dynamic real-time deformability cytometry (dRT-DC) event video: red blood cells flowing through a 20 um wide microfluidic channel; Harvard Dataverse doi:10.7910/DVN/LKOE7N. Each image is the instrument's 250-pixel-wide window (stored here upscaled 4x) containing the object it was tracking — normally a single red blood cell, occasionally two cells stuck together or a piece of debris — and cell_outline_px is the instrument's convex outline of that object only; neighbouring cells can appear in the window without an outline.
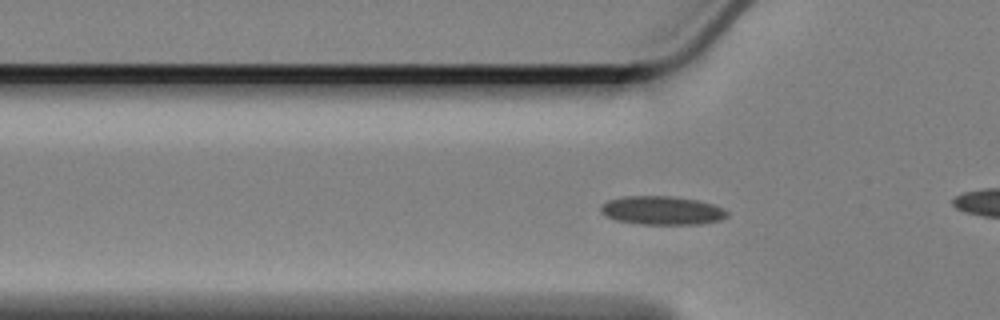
{"species": "Egyptian fruit bat (a non-hibernating species)", "species_latin": "Rousettus aegyptiacus", "temperature_condition": "cold", "stored_images_in_passage": 49, "camera_frame_rate_fps": 3000, "um_per_image_px": 0.085, "animal": {"sex": "female"}, "frame": {"image": 1, "passage_image": 7, "time_ms": 2.0, "image_size_px": [1000, 320], "cell_outline_px": [[728, 216], [720, 220], [700, 224], [640, 224], [616, 220], [600, 212], [600, 204], [608, 200], [624, 196], [672, 196], [696, 200], [712, 204], [724, 208], [728, 212]], "centroid_in_image_um": [56.26, 17.88], "position_along_channel_um": 69.5, "area_um2": 21.1}}
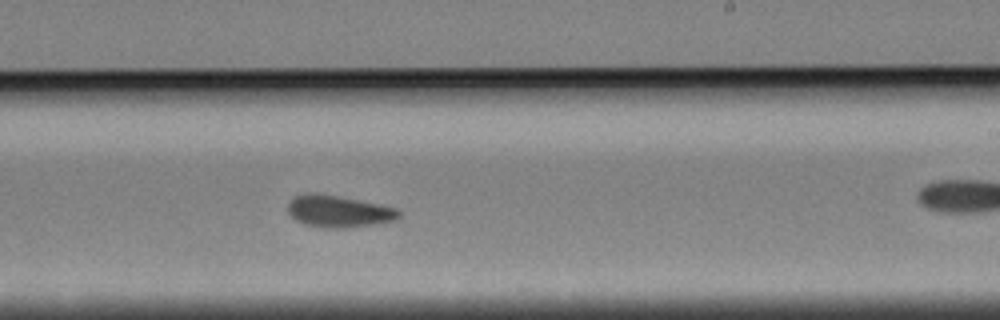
{"frame": {"image": 2, "passage_image": 24, "time_ms": 7.667, "image_size_px": [1000, 320], "cell_outline_px": [[400, 216], [396, 220], [372, 224], [340, 228], [328, 228], [304, 224], [296, 220], [288, 212], [288, 204], [292, 196], [308, 192], [340, 196], [400, 208]], "centroid_in_image_um": [28.78, 17.94], "position_along_channel_um": 260.2, "area_um2": 20.69}}
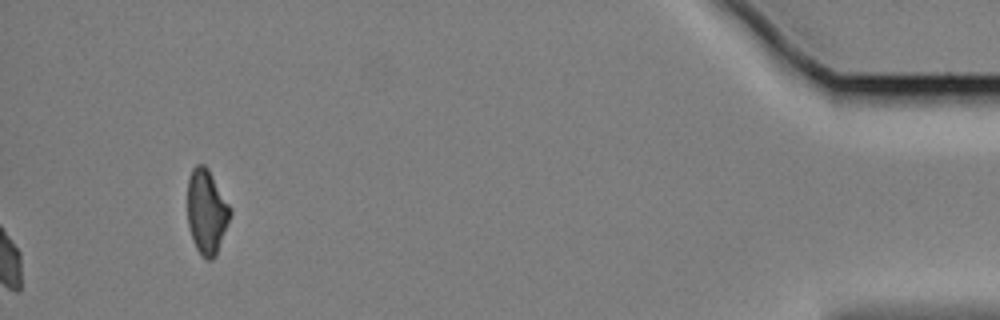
{"frame": {"image": 3, "passage_image": 49, "time_ms": 16.0, "image_size_px": [1000, 320], "cell_outline_px": [[232, 212], [216, 256], [212, 260], [204, 260], [196, 248], [192, 240], [188, 224], [188, 180], [192, 168], [196, 164], [204, 164], [208, 168], [232, 208]], "centroid_in_image_um": [17.57, 18.01], "position_along_channel_um": 417.6, "area_um2": 21.27}, "authors_computed_cell_mechanics": {"area_um2": 20.1144, "velocity_mm_per_s": 3.3614, "shape_relaxation_time_tau1_ms": 4.3521, "shape_relaxation_time_tau2_ms": 3.1999, "deformation_change_tau1": 0.0896, "deformation_change_tau2": 0.0713}}